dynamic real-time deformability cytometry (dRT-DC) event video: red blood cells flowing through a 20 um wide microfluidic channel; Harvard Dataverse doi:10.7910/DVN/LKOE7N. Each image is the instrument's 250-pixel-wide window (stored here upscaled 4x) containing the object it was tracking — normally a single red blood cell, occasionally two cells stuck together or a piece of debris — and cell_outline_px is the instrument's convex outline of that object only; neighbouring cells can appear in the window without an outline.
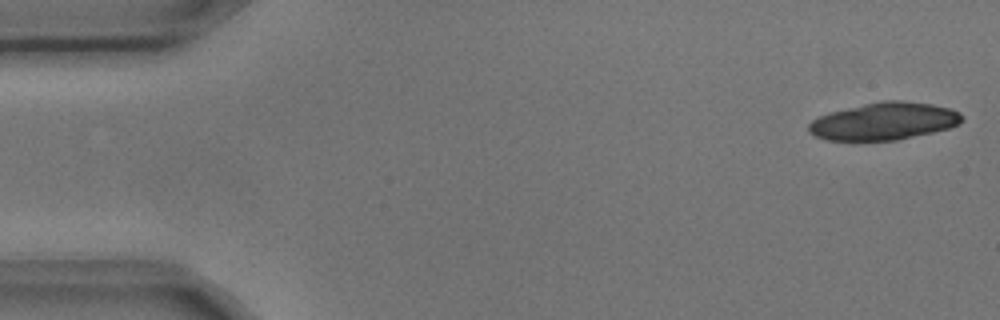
{"species": "common noctule bat (a hibernating species)", "species_latin": "Nyctalus noctula", "temperature_condition": "cold", "stored_images_in_passage": 6, "camera_frame_rate_fps": 3000, "um_per_image_px": 0.085, "animal": {"sex": "male", "body_mass_g": 17.9, "forearm_length_mm": 54.2}, "frame": {"image": 1, "passage_image": 1, "time_ms": 0.0, "image_size_px": [1000, 320], "cell_outline_px": [[964, 120], [960, 124], [948, 128], [932, 132], [896, 140], [828, 140], [816, 136], [808, 132], [808, 124], [812, 120], [828, 112], [864, 104], [884, 100], [900, 100], [932, 104], [948, 108], [960, 112], [964, 116]], "centroid_in_image_um": [75.15, 10.3], "position_along_channel_um": 9.8, "area_um2": 33.35}}